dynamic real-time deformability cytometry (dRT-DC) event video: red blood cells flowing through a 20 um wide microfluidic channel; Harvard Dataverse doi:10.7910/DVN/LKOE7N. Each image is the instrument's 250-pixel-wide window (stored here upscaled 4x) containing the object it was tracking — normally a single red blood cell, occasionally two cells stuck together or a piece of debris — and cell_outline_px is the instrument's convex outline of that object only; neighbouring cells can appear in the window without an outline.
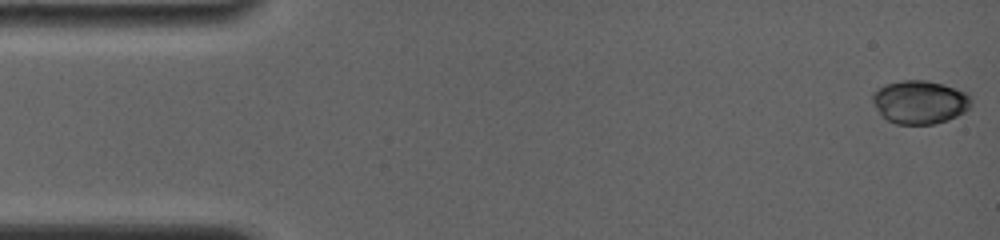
{"species": "common noctule bat (a hibernating species)", "species_latin": "Nyctalus noctula", "temperature_condition": "room temperature", "stored_images_in_passage": 53, "camera_frame_rate_fps": 4000, "um_per_image_px": 0.085, "animal": {"sex": "female", "body_mass_g": 19.0, "forearm_length_mm": 56.7}, "frame": {"image": 1, "passage_image": 1, "time_ms": 0.0, "image_size_px": [1000, 240], "cell_outline_px": [[972, 104], [964, 112], [948, 120], [932, 124], [896, 124], [888, 120], [880, 112], [872, 100], [872, 92], [884, 84], [900, 80], [928, 80], [944, 84], [968, 92], [972, 100]], "centroid_in_image_um": [78.21, 8.65], "position_along_channel_um": 6.8, "area_um2": 25.09}}
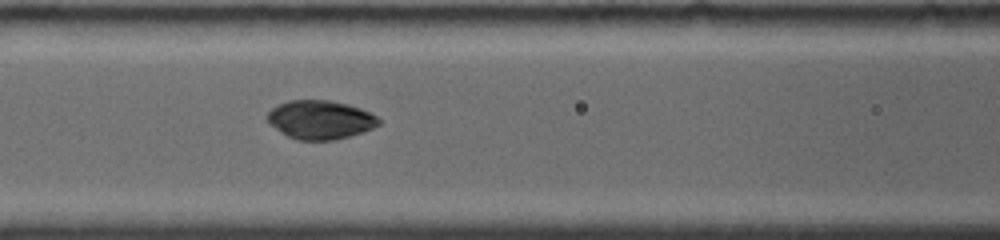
{"frame": {"image": 2, "passage_image": 31, "time_ms": 6.75, "image_size_px": [1000, 240], "cell_outline_px": [[380, 124], [372, 128], [348, 136], [332, 140], [296, 140], [280, 132], [268, 124], [264, 116], [272, 108], [288, 100], [328, 100], [348, 104], [360, 108], [376, 116], [380, 120]], "centroid_in_image_um": [27.16, 10.17], "position_along_channel_um": 139.4, "area_um2": 25.14}}
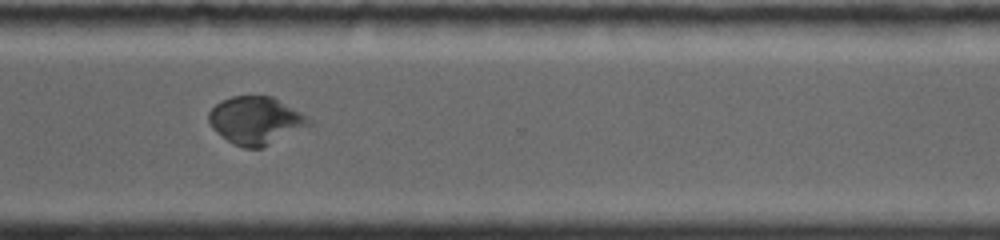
{"frame": {"image": 3, "passage_image": 52, "time_ms": 12.25, "image_size_px": [1000, 240], "cell_outline_px": [[312, 124], [260, 148], [244, 148], [228, 140], [216, 132], [212, 128], [208, 120], [208, 112], [220, 100], [232, 96], [272, 96], [300, 112], [312, 120]], "centroid_in_image_um": [21.7, 10.22], "position_along_channel_um": 348.9, "area_um2": 27.46}}